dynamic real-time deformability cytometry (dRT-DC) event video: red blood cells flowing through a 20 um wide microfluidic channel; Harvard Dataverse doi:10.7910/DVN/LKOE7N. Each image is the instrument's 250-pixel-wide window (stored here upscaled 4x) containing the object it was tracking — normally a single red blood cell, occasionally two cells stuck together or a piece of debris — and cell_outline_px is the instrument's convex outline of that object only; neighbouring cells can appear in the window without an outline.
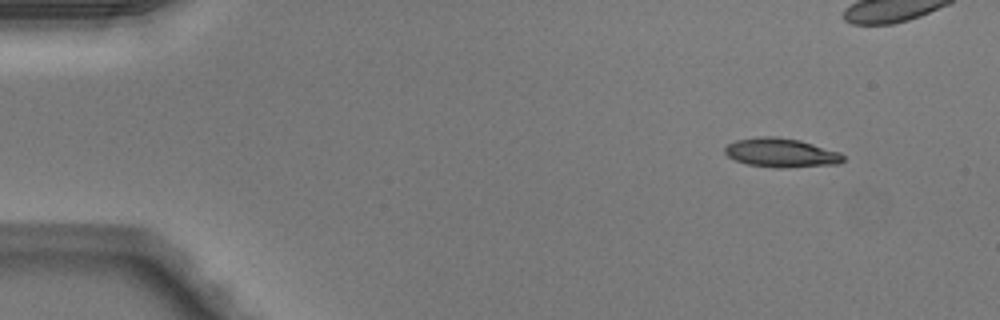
{"species": "Egyptian fruit bat (a non-hibernating species)", "species_latin": "Rousettus aegyptiacus", "temperature_condition": "warm", "stored_images_in_passage": 43, "camera_frame_rate_fps": 3000, "um_per_image_px": 0.085, "animal": {"sex": "male"}, "frame": {"image": 1, "passage_image": 1, "time_ms": 0.0, "image_size_px": [1000, 320], "cell_outline_px": [[844, 160], [840, 164], [780, 168], [776, 168], [748, 164], [736, 160], [728, 156], [724, 152], [724, 148], [728, 144], [736, 140], [760, 136], [776, 136], [800, 140], [840, 152], [844, 156]], "centroid_in_image_um": [66.41, 12.98], "position_along_channel_um": 18.6, "area_um2": 20.06}}
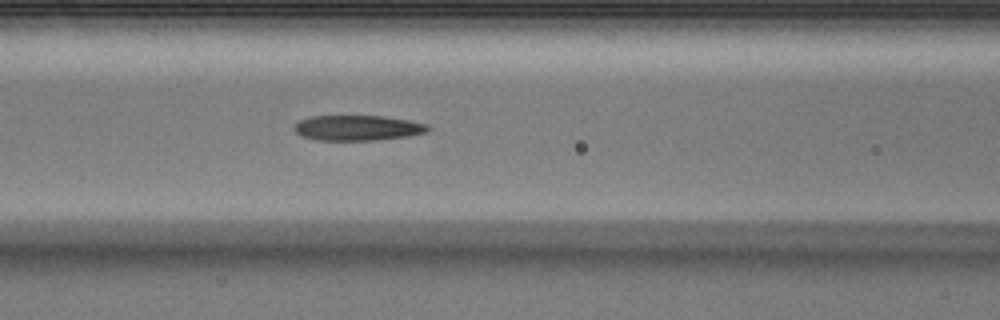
{"frame": {"image": 2, "passage_image": 17, "time_ms": 5.333, "image_size_px": [1000, 320], "cell_outline_px": [[432, 128], [428, 132], [408, 136], [380, 140], [316, 140], [304, 136], [296, 132], [296, 124], [300, 120], [312, 116], [384, 116], [408, 120], [428, 124]], "centroid_in_image_um": [30.48, 10.87], "position_along_channel_um": 136.1, "area_um2": 19.65}}
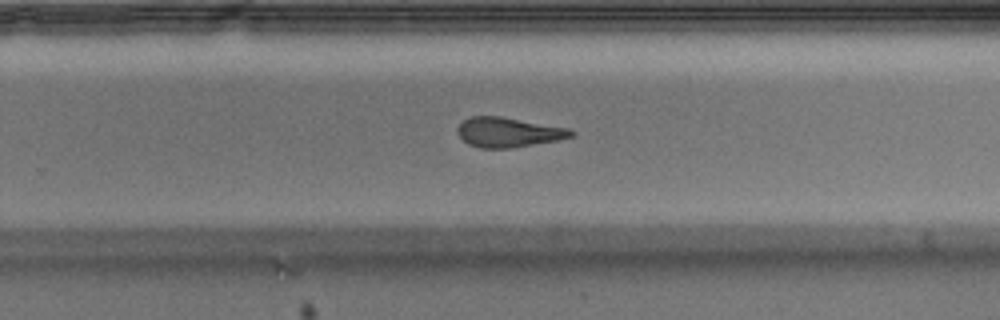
{"frame": {"image": 3, "passage_image": 28, "time_ms": 9.0, "image_size_px": [1000, 320], "cell_outline_px": [[576, 132], [572, 136], [556, 140], [512, 148], [480, 148], [468, 144], [456, 132], [456, 128], [468, 116], [500, 116], [568, 128]], "centroid_in_image_um": [43.17, 11.24], "position_along_channel_um": 286.6, "area_um2": 19.59}}